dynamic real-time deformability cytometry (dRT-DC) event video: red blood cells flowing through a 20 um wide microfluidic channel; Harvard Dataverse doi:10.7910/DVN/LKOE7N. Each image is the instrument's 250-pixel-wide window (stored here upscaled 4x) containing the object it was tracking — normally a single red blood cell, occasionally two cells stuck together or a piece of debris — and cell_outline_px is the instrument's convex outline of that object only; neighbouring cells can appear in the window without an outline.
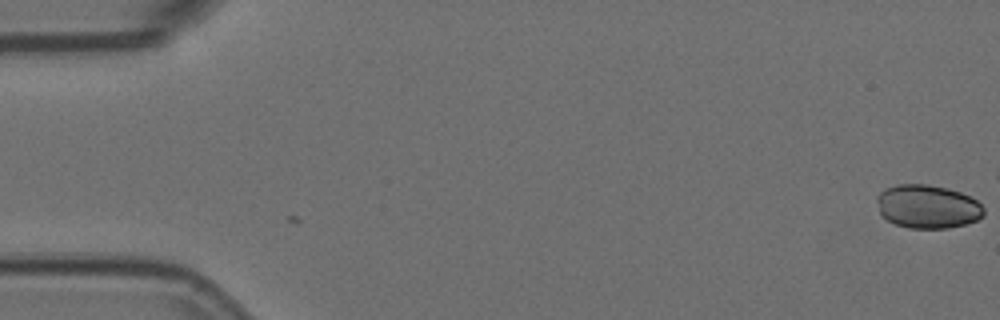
{"species": "Egyptian fruit bat (a non-hibernating species)", "species_latin": "Rousettus aegyptiacus", "temperature_condition": "room temperature", "stored_images_in_passage": 2, "camera_frame_rate_fps": 3000, "um_per_image_px": 0.085, "animal": {"sex": "female"}, "frame": {"image": 1, "passage_image": 2, "time_ms": 0.333, "image_size_px": [1000, 320], "cell_outline_px": [[984, 216], [976, 220], [964, 224], [948, 228], [908, 228], [896, 224], [888, 220], [880, 212], [876, 200], [876, 196], [884, 188], [896, 184], [928, 184], [948, 188], [960, 192], [976, 200], [984, 208]], "centroid_in_image_um": [78.83, 17.54], "position_along_channel_um": 6.2, "area_um2": 27.17}}